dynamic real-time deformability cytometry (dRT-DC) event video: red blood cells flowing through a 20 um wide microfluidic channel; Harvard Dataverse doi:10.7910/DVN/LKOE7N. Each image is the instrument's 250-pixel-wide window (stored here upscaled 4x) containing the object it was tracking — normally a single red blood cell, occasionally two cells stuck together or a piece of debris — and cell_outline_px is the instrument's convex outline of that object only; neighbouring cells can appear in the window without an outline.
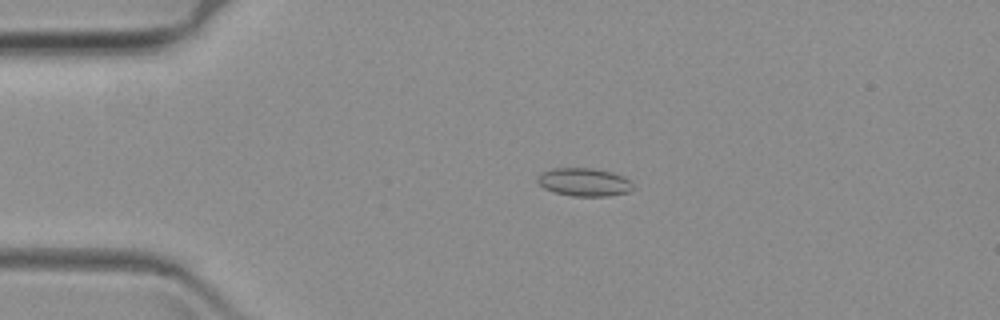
{"species": "common noctule bat (a hibernating species)", "species_latin": "Nyctalus noctula", "temperature_condition": "warm", "stored_images_in_passage": 52, "camera_frame_rate_fps": 3000, "um_per_image_px": 0.085, "animal": {"sex": "female", "body_mass_g": 19.3, "forearm_length_mm": 54.1}, "frame": {"image": 1, "passage_image": 3, "time_ms": 0.667, "image_size_px": [1000, 320], "cell_outline_px": [[632, 188], [628, 192], [608, 196], [572, 196], [556, 192], [544, 188], [536, 180], [536, 176], [540, 172], [552, 168], [592, 168], [612, 172], [624, 176], [632, 184]], "centroid_in_image_um": [49.61, 15.47], "position_along_channel_um": 35.4, "area_um2": 15.66}}
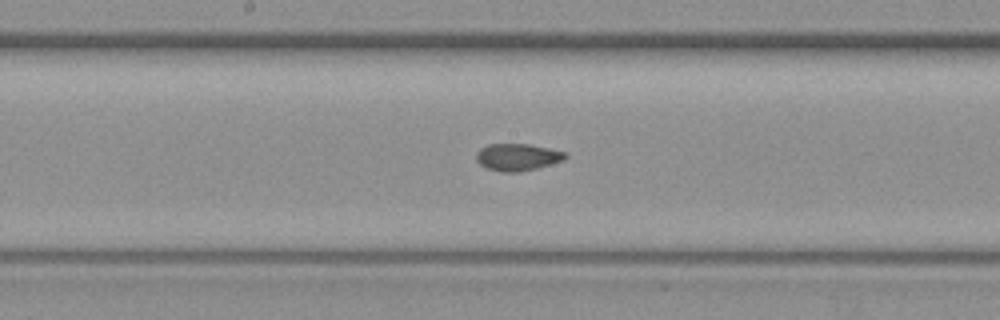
{"frame": {"image": 2, "passage_image": 22, "time_ms": 7.0, "image_size_px": [1000, 320], "cell_outline_px": [[568, 156], [564, 160], [536, 168], [520, 172], [500, 172], [488, 168], [480, 164], [476, 160], [476, 152], [480, 148], [488, 144], [528, 144], [568, 152]], "centroid_in_image_um": [43.99, 13.35], "position_along_channel_um": 204.2, "area_um2": 14.1}}
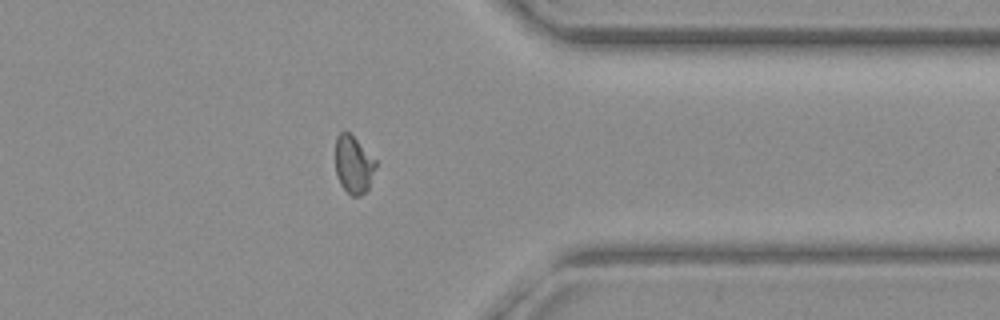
{"frame": {"image": 3, "passage_image": 39, "time_ms": 12.667, "image_size_px": [1000, 320], "cell_outline_px": [[376, 168], [368, 188], [360, 196], [352, 196], [340, 184], [336, 176], [336, 136], [340, 132], [348, 132], [376, 160]], "centroid_in_image_um": [30.04, 14.01], "position_along_channel_um": 381.4, "area_um2": 13.35}}